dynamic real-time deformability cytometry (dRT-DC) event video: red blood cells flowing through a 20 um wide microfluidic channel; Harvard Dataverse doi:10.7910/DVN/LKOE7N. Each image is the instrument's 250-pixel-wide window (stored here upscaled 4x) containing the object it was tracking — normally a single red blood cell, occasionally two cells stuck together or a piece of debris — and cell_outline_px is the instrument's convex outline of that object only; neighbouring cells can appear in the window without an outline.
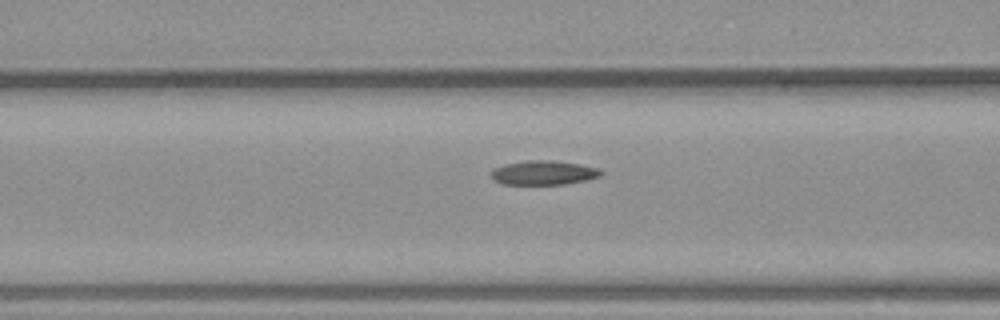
{"species": "common noctule bat (a hibernating species)", "species_latin": "Nyctalus noctula", "temperature_condition": "warm", "stored_images_in_passage": 9, "camera_frame_rate_fps": 3000, "um_per_image_px": 0.085, "animal": {"sex": "male", "body_mass_g": 23.1, "forearm_length_mm": 52.7}, "frame": {"image": 1, "passage_image": 8, "time_ms": 2.333, "image_size_px": [1000, 320], "cell_outline_px": [[604, 172], [600, 176], [588, 180], [564, 184], [500, 184], [488, 172], [492, 168], [504, 164], [528, 160], [556, 160], [580, 164], [600, 168]], "centroid_in_image_um": [46.21, 14.67], "position_along_channel_um": 120.4, "area_um2": 15.78}}